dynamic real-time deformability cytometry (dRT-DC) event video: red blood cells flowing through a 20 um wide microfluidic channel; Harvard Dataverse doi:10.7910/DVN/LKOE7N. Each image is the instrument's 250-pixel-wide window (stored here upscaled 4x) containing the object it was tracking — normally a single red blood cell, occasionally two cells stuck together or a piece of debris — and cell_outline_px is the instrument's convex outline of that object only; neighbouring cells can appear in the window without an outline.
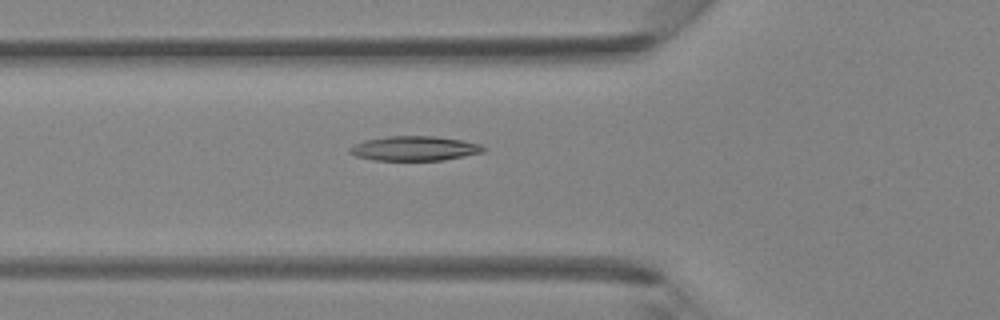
{"species": "Egyptian fruit bat (a non-hibernating species)", "species_latin": "Rousettus aegyptiacus", "temperature_condition": "room temperature", "stored_images_in_passage": 29, "camera_frame_rate_fps": 3000, "um_per_image_px": 0.085, "animal": {"sex": "female"}, "frame": {"image": 1, "passage_image": 2, "time_ms": 0.333, "image_size_px": [1000, 320], "cell_outline_px": [[488, 148], [484, 152], [444, 160], [372, 160], [356, 156], [348, 152], [348, 148], [364, 140], [388, 136], [436, 136], [464, 140], [480, 144]], "centroid_in_image_um": [35.26, 12.61], "position_along_channel_um": 90.5, "area_um2": 19.31}}
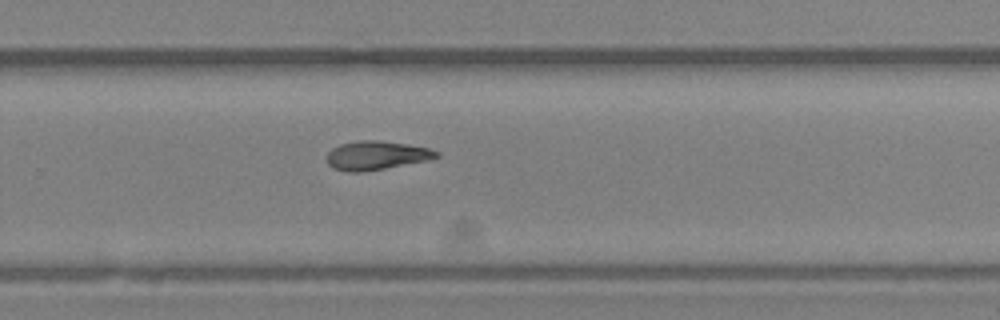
{"frame": {"image": 2, "passage_image": 15, "time_ms": 4.667, "image_size_px": [1000, 320], "cell_outline_px": [[440, 156], [432, 160], [364, 172], [348, 172], [332, 168], [328, 164], [328, 152], [332, 148], [340, 144], [356, 140], [376, 140], [408, 144], [428, 148], [440, 152]], "centroid_in_image_um": [32.02, 13.22], "position_along_channel_um": 297.8, "area_um2": 18.67}}
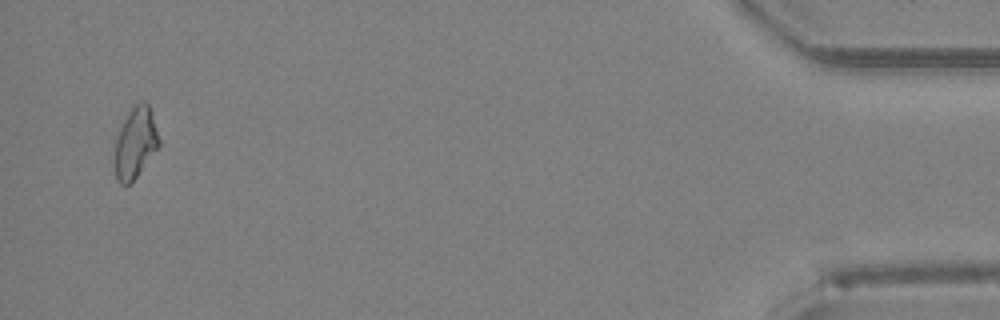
{"frame": {"image": 3, "passage_image": 28, "time_ms": 9.0, "image_size_px": [1000, 320], "cell_outline_px": [[160, 148], [136, 176], [128, 184], [120, 184], [116, 180], [116, 136], [128, 112], [136, 104], [144, 100], [148, 104], [152, 112], [160, 140]], "centroid_in_image_um": [11.55, 12.12], "position_along_channel_um": 423.7, "area_um2": 18.15}}